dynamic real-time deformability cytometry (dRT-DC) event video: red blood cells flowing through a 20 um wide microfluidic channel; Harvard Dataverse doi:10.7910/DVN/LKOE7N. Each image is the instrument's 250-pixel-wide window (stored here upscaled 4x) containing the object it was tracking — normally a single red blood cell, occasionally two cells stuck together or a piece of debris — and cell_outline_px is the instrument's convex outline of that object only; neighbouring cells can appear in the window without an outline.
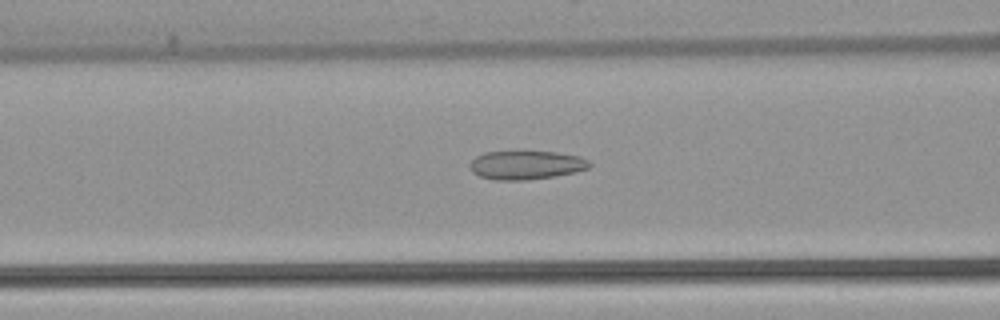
{"species": "common noctule bat (a hibernating species)", "species_latin": "Nyctalus noctula", "temperature_condition": "warm", "stored_images_in_passage": 52, "camera_frame_rate_fps": 3000, "um_per_image_px": 0.085, "animal": {"sex": "female", "body_mass_g": 22.7, "forearm_length_mm": 54.2}, "frame": {"image": 1, "passage_image": 21, "time_ms": 6.667, "image_size_px": [1000, 320], "cell_outline_px": [[592, 164], [588, 168], [576, 172], [528, 180], [496, 180], [480, 176], [472, 172], [468, 168], [468, 164], [476, 156], [484, 152], [556, 152], [580, 156], [588, 160]], "centroid_in_image_um": [44.7, 14.03], "position_along_channel_um": 121.9, "area_um2": 20.0}}
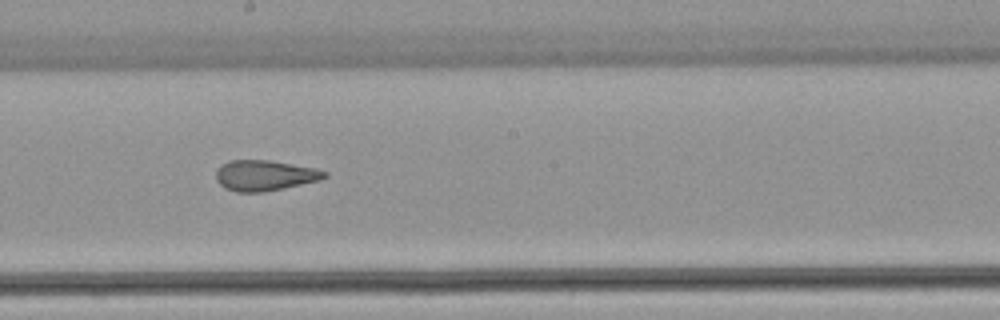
{"frame": {"image": 2, "passage_image": 29, "time_ms": 9.333, "image_size_px": [1000, 320], "cell_outline_px": [[328, 176], [320, 180], [264, 192], [236, 192], [224, 188], [216, 180], [216, 168], [228, 160], [268, 160], [316, 168], [328, 172]], "centroid_in_image_um": [22.48, 14.91], "position_along_channel_um": 225.7, "area_um2": 19.42}}
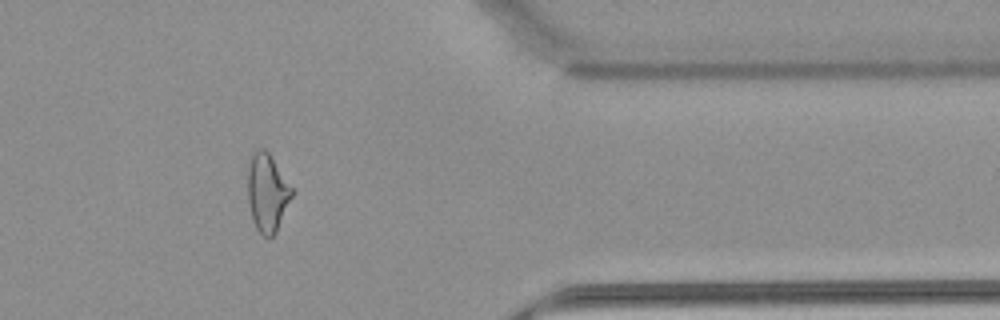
{"frame": {"image": 3, "passage_image": 43, "time_ms": 14.0, "image_size_px": [1000, 320], "cell_outline_px": [[292, 196], [276, 232], [268, 240], [256, 228], [252, 220], [248, 204], [248, 168], [252, 152], [260, 148], [264, 148], [272, 156], [292, 188]], "centroid_in_image_um": [22.7, 16.37], "position_along_channel_um": 388.7, "area_um2": 20.06}, "authors_computed_cell_mechanics": {"area_um2": 21.4149, "velocity_mm_per_s": 3.899, "shape_relaxation_time_tau1_ms": null, "shape_relaxation_time_tau2_ms": 1.9682, "deformation_change_tau1": null, "deformation_change_tau2": 0.0995}}